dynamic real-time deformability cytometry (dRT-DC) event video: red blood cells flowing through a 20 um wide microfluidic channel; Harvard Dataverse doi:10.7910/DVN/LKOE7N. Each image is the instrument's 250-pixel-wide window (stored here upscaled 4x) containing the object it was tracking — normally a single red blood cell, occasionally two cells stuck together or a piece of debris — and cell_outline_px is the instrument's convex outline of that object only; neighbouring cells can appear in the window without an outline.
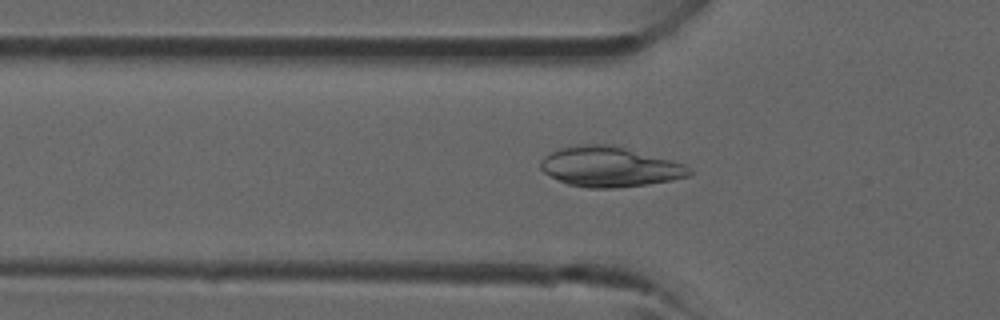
{"species": "common noctule bat (a hibernating species)", "species_latin": "Nyctalus noctula", "temperature_condition": "room temperature", "stored_images_in_passage": 40, "camera_frame_rate_fps": 3000, "um_per_image_px": 0.085, "animal": {"sex": "male", "forearm_length_mm": 52.5}, "frame": {"image": 1, "passage_image": 13, "time_ms": 4.0, "image_size_px": [1000, 320], "cell_outline_px": [[692, 172], [688, 176], [672, 180], [648, 184], [616, 188], [588, 188], [568, 184], [544, 172], [540, 168], [540, 160], [548, 152], [560, 148], [580, 144], [608, 144], [672, 160], [684, 164], [692, 168]], "centroid_in_image_um": [51.81, 14.18], "position_along_channel_um": 74.0, "area_um2": 34.68}}
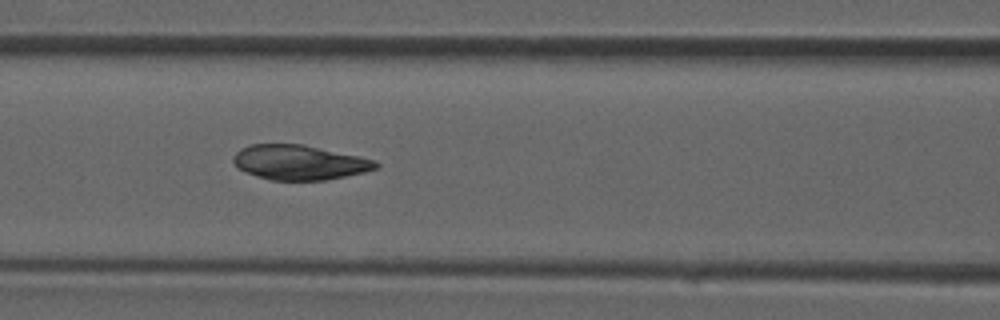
{"frame": {"image": 2, "passage_image": 17, "time_ms": 5.333, "image_size_px": [1000, 320], "cell_outline_px": [[380, 164], [376, 168], [364, 172], [324, 180], [272, 180], [256, 176], [244, 172], [236, 168], [232, 160], [232, 156], [240, 148], [252, 144], [304, 144], [360, 156], [376, 160]], "centroid_in_image_um": [25.41, 13.8], "position_along_channel_um": 141.2, "area_um2": 29.07}}
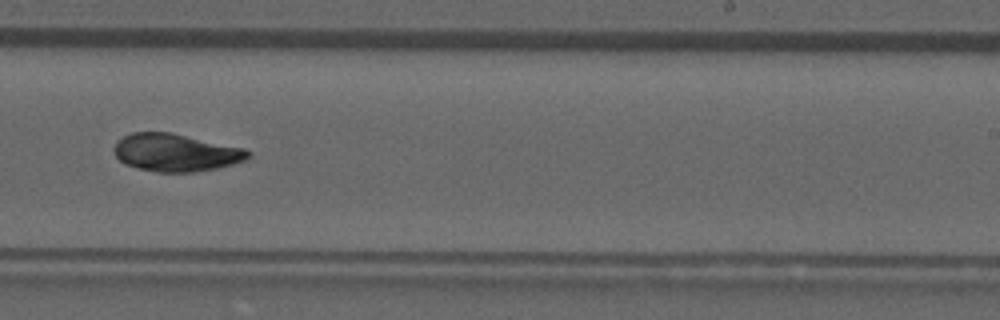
{"frame": {"image": 3, "passage_image": 25, "time_ms": 8.0, "image_size_px": [1000, 320], "cell_outline_px": [[252, 156], [244, 160], [232, 164], [216, 168], [192, 172], [156, 172], [124, 164], [116, 156], [112, 148], [124, 136], [132, 132], [172, 132], [244, 148], [252, 152]], "centroid_in_image_um": [14.95, 12.96], "position_along_channel_um": 274.0, "area_um2": 29.36}}